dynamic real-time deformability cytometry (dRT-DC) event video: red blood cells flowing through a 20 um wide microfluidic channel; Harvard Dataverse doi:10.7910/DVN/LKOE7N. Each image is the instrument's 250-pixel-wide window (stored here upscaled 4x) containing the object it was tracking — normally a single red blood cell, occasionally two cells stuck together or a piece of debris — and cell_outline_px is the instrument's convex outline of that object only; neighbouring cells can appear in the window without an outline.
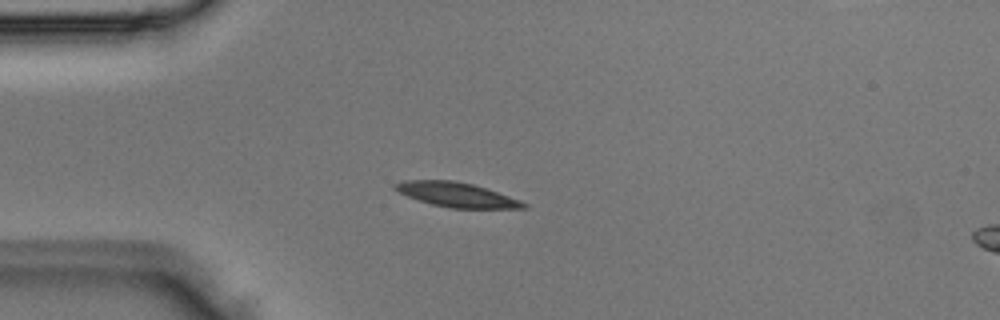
{"species": "Egyptian fruit bat (a non-hibernating species)", "species_latin": "Rousettus aegyptiacus", "temperature_condition": "room temperature", "stored_images_in_passage": 3, "camera_frame_rate_fps": 3000, "um_per_image_px": 0.085, "animal": {"sex": "male"}, "frame": {"image": 1, "passage_image": 2, "time_ms": 0.333, "image_size_px": [1000, 320], "cell_outline_px": [[528, 204], [524, 208], [452, 208], [432, 204], [408, 196], [392, 188], [392, 184], [404, 180], [452, 180], [472, 184], [520, 200]], "centroid_in_image_um": [38.76, 16.54], "position_along_channel_um": 46.2, "area_um2": 18.03}}
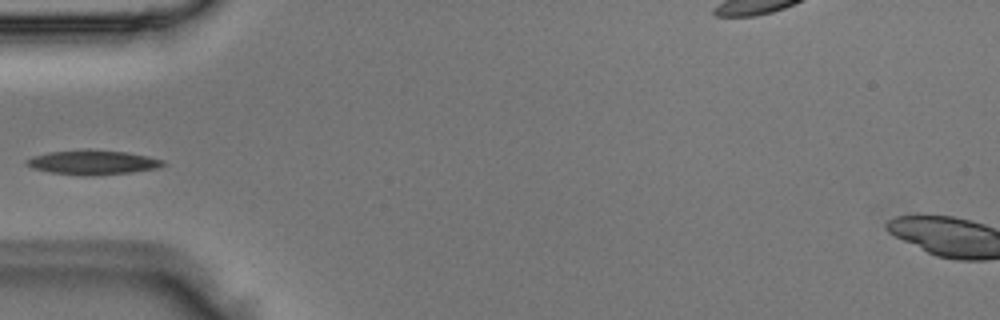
{"frame": {"image": 2, "passage_image": 3, "time_ms": 0.667, "image_size_px": [1000, 320], "cell_outline_px": [[164, 164], [156, 168], [132, 172], [84, 176], [52, 172], [32, 168], [24, 164], [24, 160], [36, 156], [52, 152], [84, 148], [88, 148], [124, 152], [148, 156], [164, 160]], "centroid_in_image_um": [7.86, 13.79], "position_along_channel_um": 77.1, "area_um2": 19.36}}